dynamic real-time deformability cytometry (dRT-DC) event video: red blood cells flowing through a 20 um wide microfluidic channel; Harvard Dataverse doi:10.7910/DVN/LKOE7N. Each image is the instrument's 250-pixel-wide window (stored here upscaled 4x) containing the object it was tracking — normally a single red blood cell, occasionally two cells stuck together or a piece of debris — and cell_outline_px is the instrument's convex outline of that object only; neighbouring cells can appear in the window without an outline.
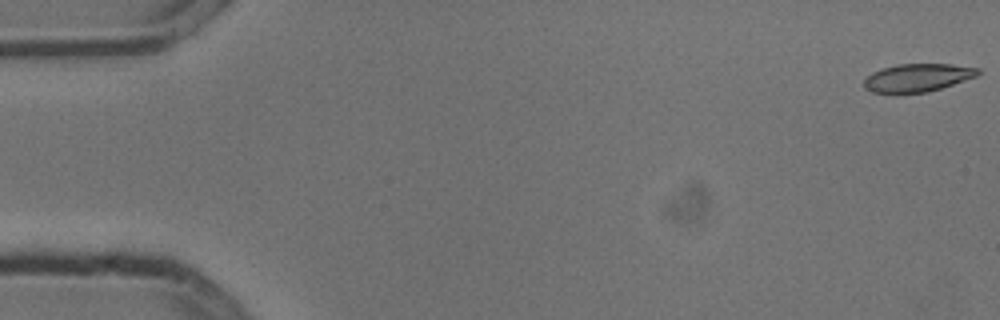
{"species": "common noctule bat (a hibernating species)", "species_latin": "Nyctalus noctula", "temperature_condition": "cold", "stored_images_in_passage": 6, "camera_frame_rate_fps": 3000, "um_per_image_px": 0.085, "animal": {"sex": "male", "body_mass_g": 13.3}, "frame": {"image": 1, "passage_image": 1, "time_ms": 0.0, "image_size_px": [1000, 320], "cell_outline_px": [[980, 72], [976, 76], [928, 92], [896, 96], [872, 92], [864, 88], [864, 80], [872, 72], [896, 64], [952, 64], [980, 68]], "centroid_in_image_um": [77.92, 6.64], "position_along_channel_um": 7.1, "area_um2": 19.07}}
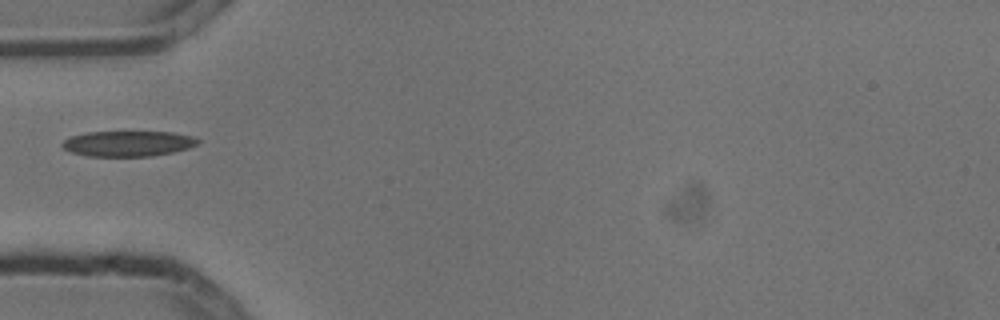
{"frame": {"image": 2, "passage_image": 5, "time_ms": 1.333, "image_size_px": [1000, 320], "cell_outline_px": [[200, 140], [196, 144], [188, 148], [172, 152], [152, 156], [88, 156], [72, 152], [64, 148], [60, 144], [64, 140], [72, 136], [88, 132], [172, 132], [192, 136]], "centroid_in_image_um": [10.88, 12.2], "position_along_channel_um": 74.1, "area_um2": 19.94}}
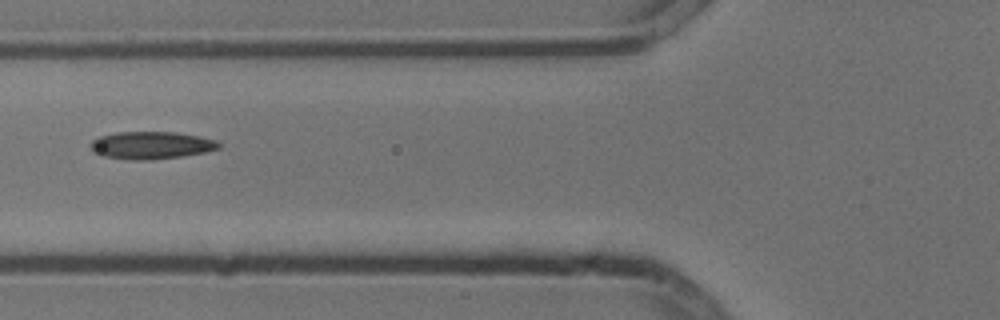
{"frame": {"image": 3, "passage_image": 6, "time_ms": 1.667, "image_size_px": [1000, 320], "cell_outline_px": [[220, 148], [204, 152], [184, 156], [152, 160], [132, 160], [104, 156], [92, 152], [88, 148], [88, 144], [92, 140], [100, 136], [116, 132], [176, 132], [200, 136], [216, 140], [220, 144]], "centroid_in_image_um": [12.81, 12.35], "position_along_channel_um": 113.0, "area_um2": 20.81}}